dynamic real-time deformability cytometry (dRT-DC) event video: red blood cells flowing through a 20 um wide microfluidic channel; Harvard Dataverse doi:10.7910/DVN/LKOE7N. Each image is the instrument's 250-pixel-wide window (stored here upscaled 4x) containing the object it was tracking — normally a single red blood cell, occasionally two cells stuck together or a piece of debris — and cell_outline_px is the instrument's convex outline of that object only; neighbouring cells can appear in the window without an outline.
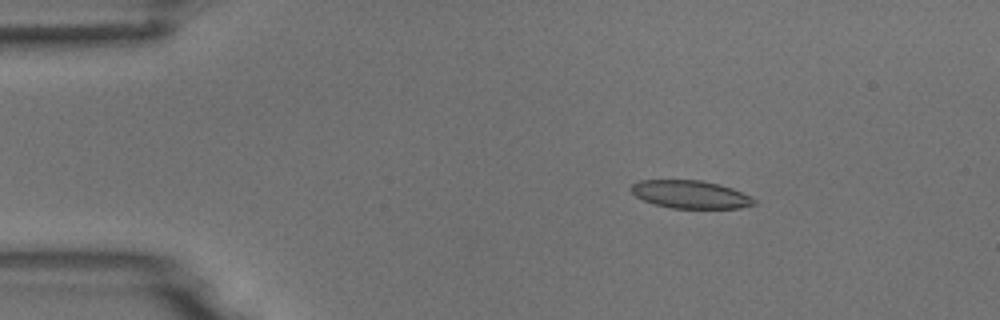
{"species": "common noctule bat (a hibernating species)", "species_latin": "Nyctalus noctula", "temperature_condition": "room temperature", "stored_images_in_passage": 3, "camera_frame_rate_fps": 3000, "um_per_image_px": 0.085, "animal": {"sex": "male", "body_mass_g": 18.8}, "frame": {"image": 1, "passage_image": 1, "time_ms": 0.0, "image_size_px": [1000, 320], "cell_outline_px": [[756, 204], [740, 208], [672, 208], [656, 204], [644, 200], [636, 196], [628, 188], [632, 184], [640, 180], [700, 180], [732, 188], [752, 196], [756, 200]], "centroid_in_image_um": [58.7, 16.52], "position_along_channel_um": 26.3, "area_um2": 19.94}}